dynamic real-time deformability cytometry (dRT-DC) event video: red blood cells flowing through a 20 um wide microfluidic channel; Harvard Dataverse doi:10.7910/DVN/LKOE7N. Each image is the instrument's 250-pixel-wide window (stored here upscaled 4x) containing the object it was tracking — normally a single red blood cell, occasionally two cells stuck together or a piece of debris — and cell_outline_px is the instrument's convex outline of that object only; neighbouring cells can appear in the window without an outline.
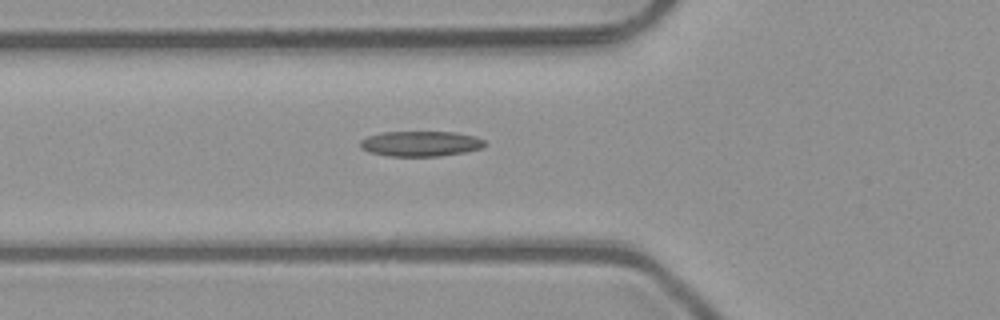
{"species": "common noctule bat (a hibernating species)", "species_latin": "Nyctalus noctula", "temperature_condition": "room temperature", "stored_images_in_passage": 6, "camera_frame_rate_fps": 3000, "um_per_image_px": 0.085, "animal": {"sex": "male", "body_mass_g": 23.1, "forearm_length_mm": 52.7}, "frame": {"image": 1, "passage_image": 6, "time_ms": 1.667, "image_size_px": [1000, 320], "cell_outline_px": [[488, 144], [480, 148], [464, 152], [440, 156], [388, 156], [368, 152], [360, 148], [360, 140], [368, 136], [384, 132], [456, 132], [476, 136], [484, 140]], "centroid_in_image_um": [35.75, 12.21], "position_along_channel_um": 90.0, "area_um2": 18.44}}